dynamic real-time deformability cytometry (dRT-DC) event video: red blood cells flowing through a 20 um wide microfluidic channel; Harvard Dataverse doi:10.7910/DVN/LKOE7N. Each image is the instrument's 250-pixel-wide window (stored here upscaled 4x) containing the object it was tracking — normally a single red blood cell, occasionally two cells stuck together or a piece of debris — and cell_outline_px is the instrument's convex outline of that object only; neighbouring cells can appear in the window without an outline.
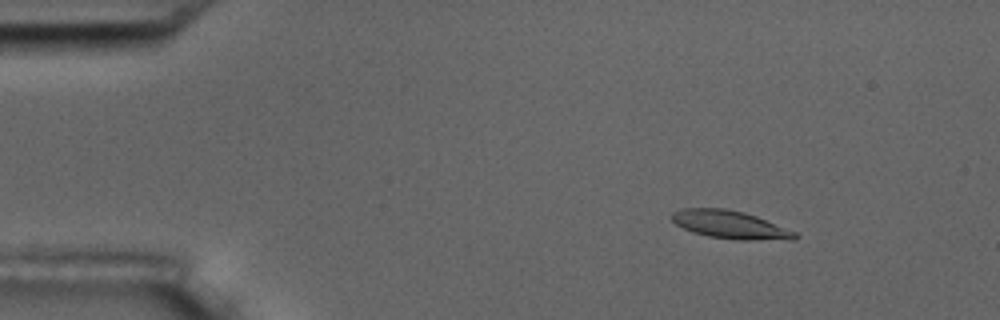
{"species": "common noctule bat (a hibernating species)", "species_latin": "Nyctalus noctula", "temperature_condition": "room temperature", "stored_images_in_passage": 57, "camera_frame_rate_fps": 3000, "um_per_image_px": 0.085, "animal": {"sex": "male", "body_mass_g": 17.5, "forearm_length_mm": 52.3}, "frame": {"image": 1, "passage_image": 8, "time_ms": 2.333, "image_size_px": [1000, 320], "cell_outline_px": [[800, 236], [796, 240], [736, 240], [708, 236], [692, 232], [676, 224], [672, 220], [672, 212], [680, 208], [724, 208], [744, 212], [756, 216], [796, 232]], "centroid_in_image_um": [62.09, 19.11], "position_along_channel_um": 22.9, "area_um2": 20.23}}
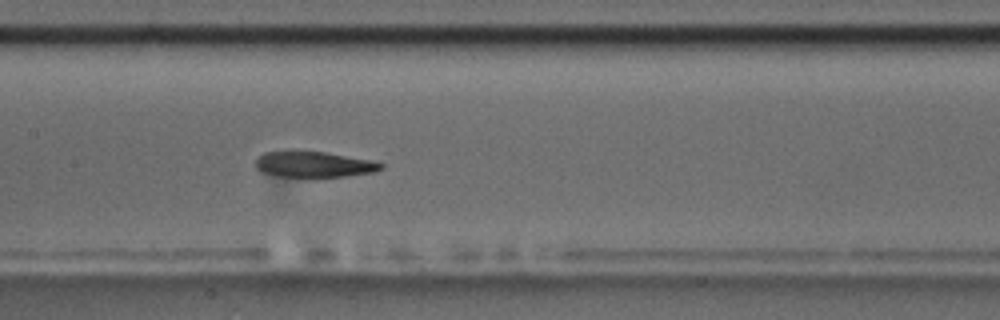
{"frame": {"image": 2, "passage_image": 28, "time_ms": 9.0, "image_size_px": [1000, 320], "cell_outline_px": [[384, 168], [376, 172], [344, 176], [280, 176], [260, 172], [256, 168], [256, 156], [264, 152], [284, 148], [296, 148], [324, 152], [368, 160], [384, 164]], "centroid_in_image_um": [26.57, 13.92], "position_along_channel_um": 180.8, "area_um2": 19.42}}
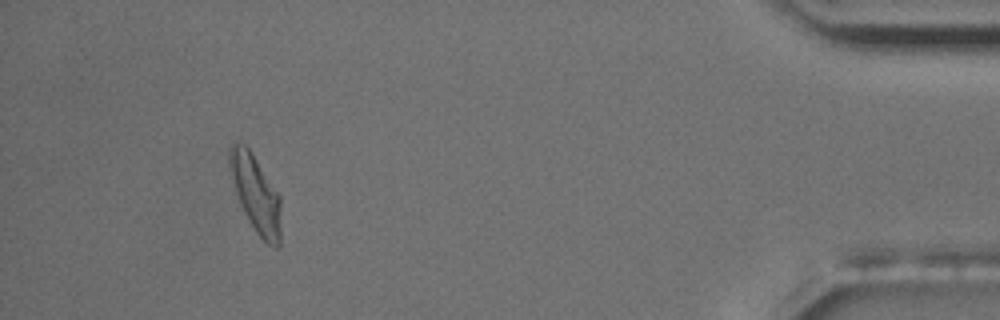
{"frame": {"image": 3, "passage_image": 53, "time_ms": 17.333, "image_size_px": [1000, 320], "cell_outline_px": [[280, 244], [276, 248], [268, 244], [256, 232], [248, 220], [240, 204], [228, 172], [228, 148], [236, 140], [244, 144], [252, 152], [280, 196]], "centroid_in_image_um": [21.69, 16.41], "position_along_channel_um": 413.5, "area_um2": 23.29}, "authors_computed_cell_mechanics": {"area_um2": 20.5768, "velocity_mm_per_s": 3.5456, "shape_relaxation_time_tau1_ms": 5.996, "shape_relaxation_time_tau2_ms": 3.002, "deformation_change_tau1": 0.1941, "deformation_change_tau2": 0.1053}}